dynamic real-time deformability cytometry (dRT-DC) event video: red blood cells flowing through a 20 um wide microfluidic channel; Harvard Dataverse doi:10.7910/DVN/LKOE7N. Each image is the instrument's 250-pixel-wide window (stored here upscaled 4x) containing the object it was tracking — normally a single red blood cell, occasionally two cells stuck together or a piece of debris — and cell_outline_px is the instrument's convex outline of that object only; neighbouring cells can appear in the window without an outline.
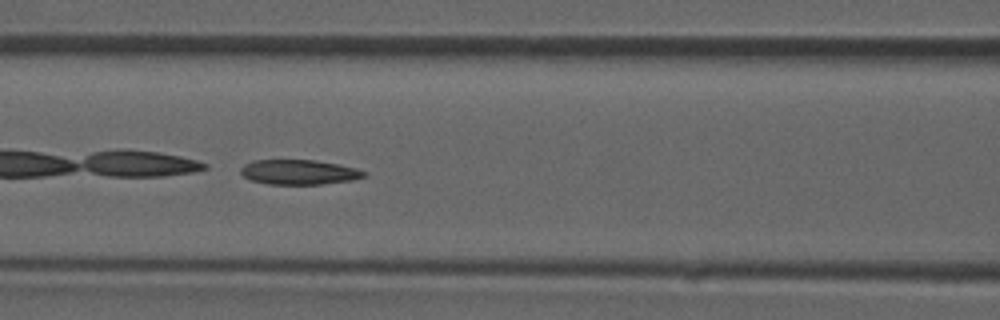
{"species": "common noctule bat (a hibernating species)", "species_latin": "Nyctalus noctula", "temperature_condition": "room temperature", "stored_images_in_passage": 45, "camera_frame_rate_fps": 3000, "um_per_image_px": 0.085, "animal": {"sex": "male", "forearm_length_mm": 52.5}, "frame": {"image": 1, "passage_image": 20, "time_ms": 6.333, "image_size_px": [1000, 320], "cell_outline_px": [[368, 176], [352, 180], [320, 184], [268, 184], [252, 180], [244, 176], [240, 172], [240, 168], [244, 164], [252, 160], [316, 160], [340, 164], [356, 168], [368, 172]], "centroid_in_image_um": [25.45, 14.62], "position_along_channel_um": 141.1, "area_um2": 17.98}}